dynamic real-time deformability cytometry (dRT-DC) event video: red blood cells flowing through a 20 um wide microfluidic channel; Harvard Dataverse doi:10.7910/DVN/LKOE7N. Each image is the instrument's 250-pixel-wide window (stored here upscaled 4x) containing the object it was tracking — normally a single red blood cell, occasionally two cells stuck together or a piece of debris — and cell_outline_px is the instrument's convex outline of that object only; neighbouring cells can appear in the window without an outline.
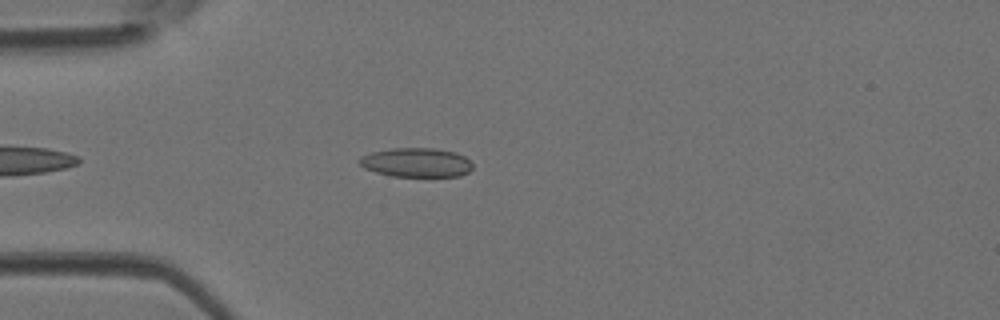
{"species": "Egyptian fruit bat (a non-hibernating species)", "species_latin": "Rousettus aegyptiacus", "temperature_condition": "room temperature", "stored_images_in_passage": 37, "camera_frame_rate_fps": 3000, "um_per_image_px": 0.085, "animal": {"sex": "female"}, "frame": {"image": 1, "passage_image": 5, "time_ms": 1.333, "image_size_px": [1000, 320], "cell_outline_px": [[472, 168], [468, 172], [460, 176], [392, 176], [376, 172], [364, 168], [356, 160], [360, 156], [372, 152], [392, 148], [432, 148], [456, 152], [464, 156], [472, 164]], "centroid_in_image_um": [35.36, 13.81], "position_along_channel_um": 49.6, "area_um2": 19.25}}
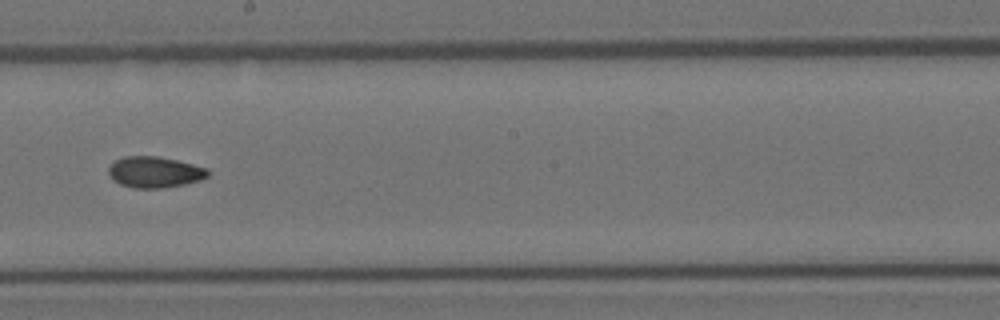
{"frame": {"image": 2, "passage_image": 18, "time_ms": 5.667, "image_size_px": [1000, 320], "cell_outline_px": [[208, 176], [200, 180], [184, 184], [160, 188], [132, 188], [120, 184], [112, 180], [108, 176], [108, 168], [112, 160], [124, 156], [156, 156], [176, 160], [208, 168]], "centroid_in_image_um": [13.08, 14.62], "position_along_channel_um": 235.1, "area_um2": 18.15}}
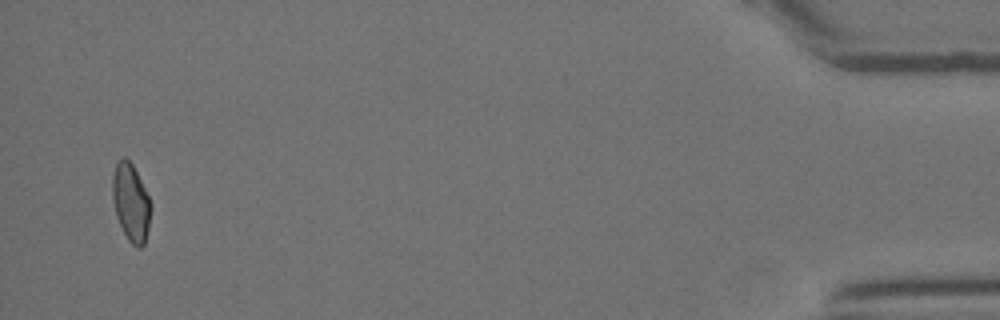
{"frame": {"image": 3, "passage_image": 36, "time_ms": 11.667, "image_size_px": [1000, 320], "cell_outline_px": [[152, 208], [148, 228], [144, 244], [140, 248], [136, 248], [128, 240], [116, 216], [112, 200], [112, 176], [116, 160], [124, 156], [132, 164], [152, 204]], "centroid_in_image_um": [11.11, 17.2], "position_along_channel_um": 424.1, "area_um2": 17.46}}